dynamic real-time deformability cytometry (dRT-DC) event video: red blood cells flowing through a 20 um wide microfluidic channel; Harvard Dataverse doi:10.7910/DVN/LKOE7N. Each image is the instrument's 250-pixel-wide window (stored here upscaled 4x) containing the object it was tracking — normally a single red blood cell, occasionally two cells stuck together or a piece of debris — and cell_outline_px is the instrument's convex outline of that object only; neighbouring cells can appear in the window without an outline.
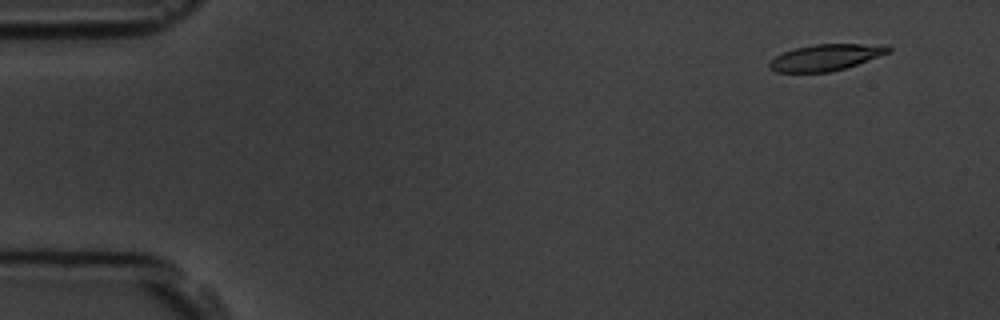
{"species": "common noctule bat (a hibernating species)", "species_latin": "Nyctalus noctula", "temperature_condition": "room temperature", "stored_images_in_passage": 5, "camera_frame_rate_fps": 3000, "um_per_image_px": 0.085, "animal": {"sex": "male", "body_mass_g": 19.5, "forearm_length_mm": 54.6}, "frame": {"image": 1, "passage_image": 1, "time_ms": 0.0, "image_size_px": [1000, 320], "cell_outline_px": [[892, 52], [844, 68], [828, 72], [776, 72], [768, 68], [768, 60], [784, 52], [796, 48], [812, 44], [864, 44], [892, 48]], "centroid_in_image_um": [70.11, 4.89], "position_along_channel_um": 14.9, "area_um2": 18.03}}
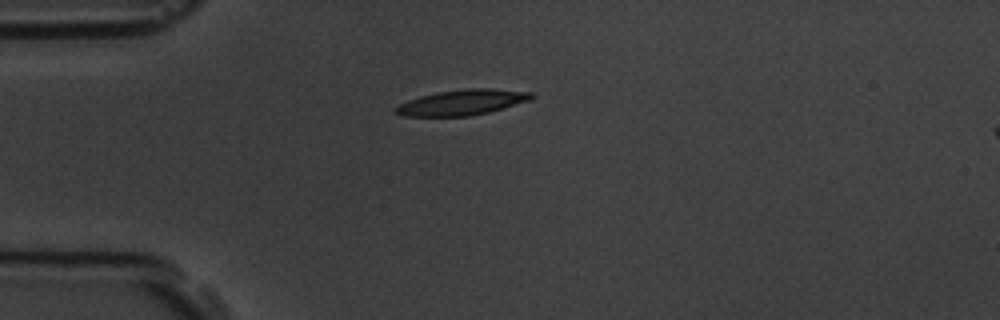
{"frame": {"image": 2, "passage_image": 4, "time_ms": 3.333, "image_size_px": [1000, 320], "cell_outline_px": [[536, 96], [532, 100], [488, 112], [468, 116], [404, 116], [396, 112], [392, 108], [408, 100], [420, 96], [440, 92], [468, 88], [492, 88], [532, 92]], "centroid_in_image_um": [39.33, 8.7], "position_along_channel_um": 45.7, "area_um2": 20.11}}
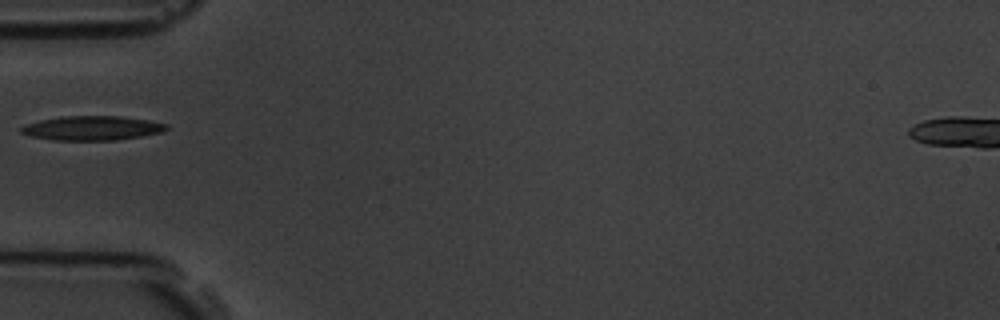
{"frame": {"image": 3, "passage_image": 5, "time_ms": 4.667, "image_size_px": [1000, 320], "cell_outline_px": [[168, 128], [160, 132], [140, 136], [116, 140], [52, 140], [32, 136], [20, 132], [20, 128], [24, 124], [40, 120], [64, 116], [120, 116], [148, 120], [168, 124]], "centroid_in_image_um": [7.8, 10.88], "position_along_channel_um": 77.2, "area_um2": 20.46}}